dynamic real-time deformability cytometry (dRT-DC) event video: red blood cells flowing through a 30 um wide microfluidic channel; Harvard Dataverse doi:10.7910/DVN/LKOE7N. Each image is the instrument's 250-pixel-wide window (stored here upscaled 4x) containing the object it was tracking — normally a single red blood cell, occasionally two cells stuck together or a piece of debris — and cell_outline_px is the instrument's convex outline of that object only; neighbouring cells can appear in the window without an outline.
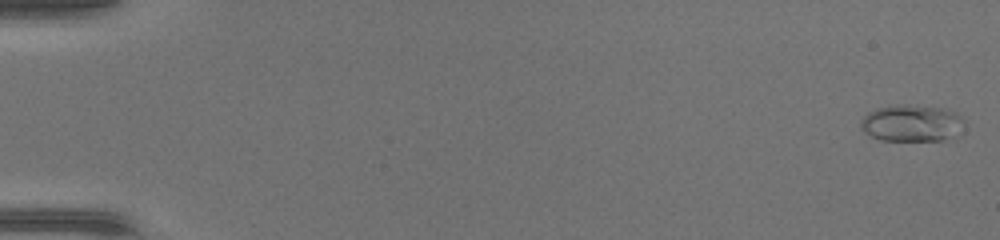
{"species": "common noctule bat (a hibernating species)", "species_latin": "Nyctalus noctula", "temperature_condition": "warm", "stored_images_in_passage": 48, "camera_frame_rate_fps": 3000, "um_per_image_px": 0.085, "animal": {"sex": "female", "body_mass_g": 17.0, "forearm_length_mm": 48.0}, "frame": {"image": 1, "passage_image": 1, "time_ms": 0.0, "image_size_px": [1000, 240], "cell_outline_px": [[964, 120], [940, 140], [880, 140], [864, 132], [860, 128], [860, 120], [868, 112], [876, 108], [896, 104], [904, 104], [944, 108], [956, 112]], "centroid_in_image_um": [77.32, 10.42], "position_along_channel_um": 7.7, "area_um2": 21.44}}
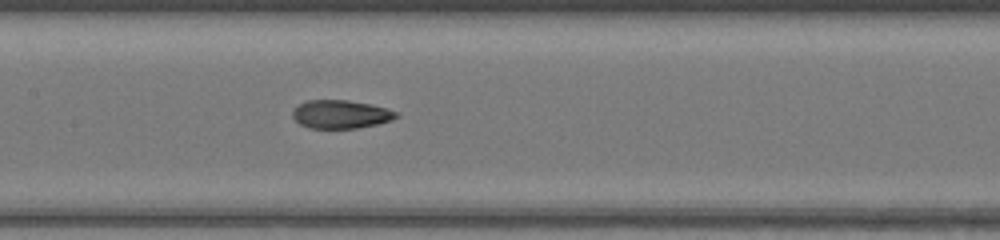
{"frame": {"image": 2, "passage_image": 25, "time_ms": 8.0, "image_size_px": [1000, 240], "cell_outline_px": [[400, 116], [392, 120], [376, 124], [356, 128], [308, 128], [300, 124], [292, 116], [292, 112], [300, 104], [308, 100], [348, 100], [388, 108], [400, 112]], "centroid_in_image_um": [29.01, 9.71], "position_along_channel_um": 178.4, "area_um2": 17.11}}
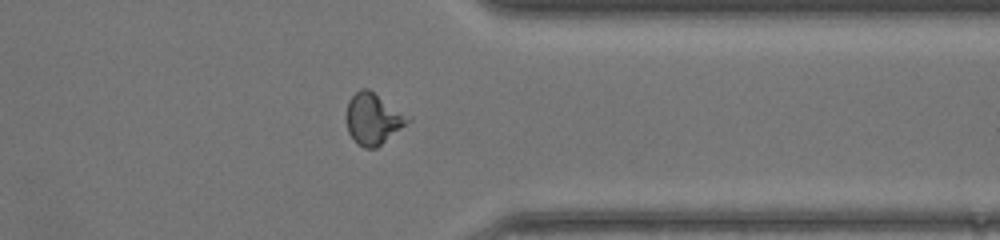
{"frame": {"image": 3, "passage_image": 39, "time_ms": 12.667, "image_size_px": [1000, 240], "cell_outline_px": [[412, 120], [376, 148], [364, 148], [356, 144], [348, 132], [344, 116], [348, 100], [360, 88], [368, 88], [412, 116]], "centroid_in_image_um": [31.71, 10.08], "position_along_channel_um": 379.7, "area_um2": 18.9}, "authors_computed_cell_mechanics": {"area_um2": 17.5712, "velocity_mm_per_s": 4.4059, "shape_relaxation_time_tau1_ms": 8.0852, "shape_relaxation_time_tau2_ms": 1.4278, "deformation_change_tau1": 0.2795, "deformation_change_tau2": 0.0715}}